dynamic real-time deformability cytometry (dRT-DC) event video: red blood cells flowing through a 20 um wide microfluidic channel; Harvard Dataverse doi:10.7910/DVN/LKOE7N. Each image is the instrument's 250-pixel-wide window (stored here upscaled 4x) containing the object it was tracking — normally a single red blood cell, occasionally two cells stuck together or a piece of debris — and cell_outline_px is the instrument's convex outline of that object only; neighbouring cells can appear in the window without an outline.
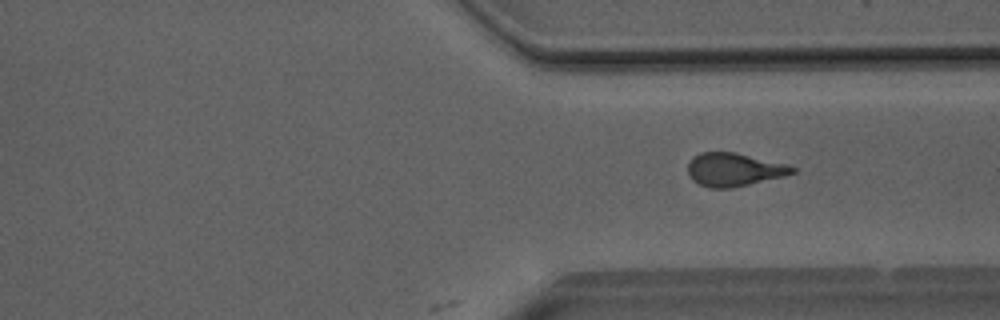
{"species": "Egyptian fruit bat (a non-hibernating species)", "species_latin": "Rousettus aegyptiacus", "temperature_condition": "room temperature", "stored_images_in_passage": 31, "camera_frame_rate_fps": 3000, "um_per_image_px": 0.085, "animal": {"sex": "male"}, "frame": {"image": 1, "passage_image": 31, "time_ms": 10.0, "image_size_px": [1000, 320], "cell_outline_px": [[796, 172], [784, 176], [732, 188], [708, 188], [692, 180], [688, 176], [688, 164], [692, 156], [700, 152], [736, 152], [788, 164], [796, 168]], "centroid_in_image_um": [62.38, 14.41], "position_along_channel_um": 349.0, "area_um2": 20.46}}